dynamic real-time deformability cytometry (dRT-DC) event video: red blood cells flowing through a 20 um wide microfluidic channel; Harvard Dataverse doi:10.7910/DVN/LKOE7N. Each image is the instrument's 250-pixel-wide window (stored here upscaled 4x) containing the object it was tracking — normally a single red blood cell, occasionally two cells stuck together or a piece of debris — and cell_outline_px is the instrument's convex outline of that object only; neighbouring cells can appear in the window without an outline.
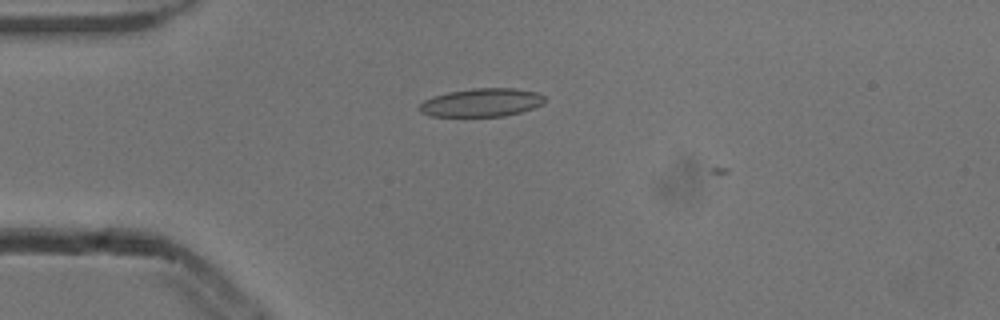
{"species": "common noctule bat (a hibernating species)", "species_latin": "Nyctalus noctula", "temperature_condition": "cold", "stored_images_in_passage": 6, "camera_frame_rate_fps": 3000, "um_per_image_px": 0.085, "animal": {"sex": "male", "body_mass_g": 13.3}, "frame": {"image": 1, "passage_image": 4, "time_ms": 1.0, "image_size_px": [1000, 320], "cell_outline_px": [[544, 104], [520, 112], [504, 116], [432, 116], [420, 112], [420, 104], [424, 100], [432, 96], [448, 92], [472, 88], [516, 88], [536, 92], [544, 96]], "centroid_in_image_um": [40.93, 8.71], "position_along_channel_um": 44.1, "area_um2": 20.63}}